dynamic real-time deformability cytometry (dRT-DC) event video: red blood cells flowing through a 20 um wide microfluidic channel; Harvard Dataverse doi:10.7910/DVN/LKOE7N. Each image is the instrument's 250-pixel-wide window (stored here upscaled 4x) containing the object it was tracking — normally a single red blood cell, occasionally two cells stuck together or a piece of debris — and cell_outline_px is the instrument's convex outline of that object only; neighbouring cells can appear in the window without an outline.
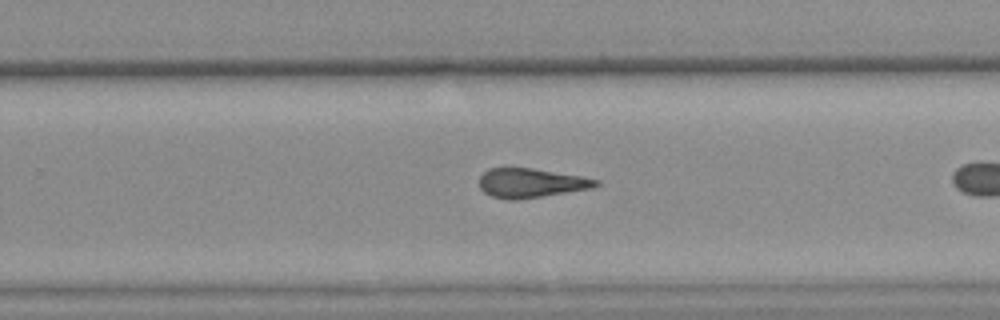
{"species": "common noctule bat (a hibernating species)", "species_latin": "Nyctalus noctula", "temperature_condition": "warm", "stored_images_in_passage": 29, "camera_frame_rate_fps": 3000, "um_per_image_px": 0.085, "animal": {"sex": "female", "body_mass_g": 25.1}, "frame": {"image": 1, "passage_image": 21, "time_ms": 6.667, "image_size_px": [1000, 320], "cell_outline_px": [[600, 184], [592, 188], [516, 200], [504, 200], [492, 196], [484, 192], [480, 188], [480, 176], [488, 168], [532, 168], [580, 176], [600, 180]], "centroid_in_image_um": [45.11, 15.56], "position_along_channel_um": 284.7, "area_um2": 19.77}}